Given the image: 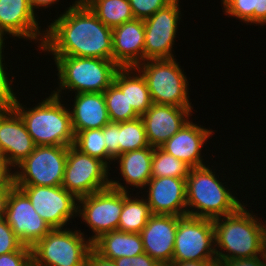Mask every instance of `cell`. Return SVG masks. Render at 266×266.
I'll return each mask as SVG.
<instances>
[{"mask_svg":"<svg viewBox=\"0 0 266 266\" xmlns=\"http://www.w3.org/2000/svg\"><path fill=\"white\" fill-rule=\"evenodd\" d=\"M230 0H221V4H223V7L229 2Z\"/></svg>","mask_w":266,"mask_h":266,"instance_id":"c3c4849f","label":"cell"},{"mask_svg":"<svg viewBox=\"0 0 266 266\" xmlns=\"http://www.w3.org/2000/svg\"><path fill=\"white\" fill-rule=\"evenodd\" d=\"M256 0H230L224 6V14L241 20L247 25L254 24V8Z\"/></svg>","mask_w":266,"mask_h":266,"instance_id":"d6a6232c","label":"cell"},{"mask_svg":"<svg viewBox=\"0 0 266 266\" xmlns=\"http://www.w3.org/2000/svg\"><path fill=\"white\" fill-rule=\"evenodd\" d=\"M114 262L117 266H162L145 252L133 257H120Z\"/></svg>","mask_w":266,"mask_h":266,"instance_id":"74e56055","label":"cell"},{"mask_svg":"<svg viewBox=\"0 0 266 266\" xmlns=\"http://www.w3.org/2000/svg\"><path fill=\"white\" fill-rule=\"evenodd\" d=\"M179 1L173 0L166 7L144 19V61L175 57L172 50L182 17Z\"/></svg>","mask_w":266,"mask_h":266,"instance_id":"4fadbf2b","label":"cell"},{"mask_svg":"<svg viewBox=\"0 0 266 266\" xmlns=\"http://www.w3.org/2000/svg\"><path fill=\"white\" fill-rule=\"evenodd\" d=\"M47 97L32 108L22 105L17 98L13 108L22 118L36 146H72L75 134L70 110L63 104L61 97L52 93Z\"/></svg>","mask_w":266,"mask_h":266,"instance_id":"3957f363","label":"cell"},{"mask_svg":"<svg viewBox=\"0 0 266 266\" xmlns=\"http://www.w3.org/2000/svg\"><path fill=\"white\" fill-rule=\"evenodd\" d=\"M69 109L74 134L88 129H100L110 122L103 93L75 94Z\"/></svg>","mask_w":266,"mask_h":266,"instance_id":"603a6c76","label":"cell"},{"mask_svg":"<svg viewBox=\"0 0 266 266\" xmlns=\"http://www.w3.org/2000/svg\"><path fill=\"white\" fill-rule=\"evenodd\" d=\"M123 191V208L120 214L118 230L129 233H140L152 213L146 199L142 196H131Z\"/></svg>","mask_w":266,"mask_h":266,"instance_id":"484cf974","label":"cell"},{"mask_svg":"<svg viewBox=\"0 0 266 266\" xmlns=\"http://www.w3.org/2000/svg\"><path fill=\"white\" fill-rule=\"evenodd\" d=\"M35 146L18 112L14 108L1 111L0 150L7 166L15 169L33 152Z\"/></svg>","mask_w":266,"mask_h":266,"instance_id":"ac0fdd59","label":"cell"},{"mask_svg":"<svg viewBox=\"0 0 266 266\" xmlns=\"http://www.w3.org/2000/svg\"><path fill=\"white\" fill-rule=\"evenodd\" d=\"M218 266H266V257L263 254L253 258L222 260Z\"/></svg>","mask_w":266,"mask_h":266,"instance_id":"f35d334b","label":"cell"},{"mask_svg":"<svg viewBox=\"0 0 266 266\" xmlns=\"http://www.w3.org/2000/svg\"><path fill=\"white\" fill-rule=\"evenodd\" d=\"M176 60L151 59L138 64L136 68L147 82L153 103L193 108L189 100L187 76Z\"/></svg>","mask_w":266,"mask_h":266,"instance_id":"8992f818","label":"cell"},{"mask_svg":"<svg viewBox=\"0 0 266 266\" xmlns=\"http://www.w3.org/2000/svg\"><path fill=\"white\" fill-rule=\"evenodd\" d=\"M254 24L264 26L266 25V0H256V7L254 8Z\"/></svg>","mask_w":266,"mask_h":266,"instance_id":"60d3db41","label":"cell"},{"mask_svg":"<svg viewBox=\"0 0 266 266\" xmlns=\"http://www.w3.org/2000/svg\"><path fill=\"white\" fill-rule=\"evenodd\" d=\"M146 188L145 199L152 214L187 215L185 178L152 177Z\"/></svg>","mask_w":266,"mask_h":266,"instance_id":"d6986e66","label":"cell"},{"mask_svg":"<svg viewBox=\"0 0 266 266\" xmlns=\"http://www.w3.org/2000/svg\"><path fill=\"white\" fill-rule=\"evenodd\" d=\"M119 155L148 147L146 131L141 117L118 123Z\"/></svg>","mask_w":266,"mask_h":266,"instance_id":"f1b7e54d","label":"cell"},{"mask_svg":"<svg viewBox=\"0 0 266 266\" xmlns=\"http://www.w3.org/2000/svg\"><path fill=\"white\" fill-rule=\"evenodd\" d=\"M192 109L153 103L140 116L149 146L160 147L177 133L190 120Z\"/></svg>","mask_w":266,"mask_h":266,"instance_id":"2e32d148","label":"cell"},{"mask_svg":"<svg viewBox=\"0 0 266 266\" xmlns=\"http://www.w3.org/2000/svg\"><path fill=\"white\" fill-rule=\"evenodd\" d=\"M154 147L148 146L139 150L128 151L120 154L114 162L118 161L121 177L126 185L117 180L110 179V186L124 192L129 191V186L145 189L148 181L152 178V159ZM128 187V188H126Z\"/></svg>","mask_w":266,"mask_h":266,"instance_id":"7402d4cb","label":"cell"},{"mask_svg":"<svg viewBox=\"0 0 266 266\" xmlns=\"http://www.w3.org/2000/svg\"><path fill=\"white\" fill-rule=\"evenodd\" d=\"M0 266H32L31 247L24 245L18 251L0 255Z\"/></svg>","mask_w":266,"mask_h":266,"instance_id":"d590c367","label":"cell"},{"mask_svg":"<svg viewBox=\"0 0 266 266\" xmlns=\"http://www.w3.org/2000/svg\"><path fill=\"white\" fill-rule=\"evenodd\" d=\"M59 0H29V4H30V7L31 9L35 12L36 10L35 9H39V8H50V6L52 4L55 5V3H58Z\"/></svg>","mask_w":266,"mask_h":266,"instance_id":"ee69618b","label":"cell"},{"mask_svg":"<svg viewBox=\"0 0 266 266\" xmlns=\"http://www.w3.org/2000/svg\"><path fill=\"white\" fill-rule=\"evenodd\" d=\"M47 27L42 51L53 56L112 60V29L83 0H75Z\"/></svg>","mask_w":266,"mask_h":266,"instance_id":"6da1fadb","label":"cell"},{"mask_svg":"<svg viewBox=\"0 0 266 266\" xmlns=\"http://www.w3.org/2000/svg\"><path fill=\"white\" fill-rule=\"evenodd\" d=\"M0 168H9L5 162V159L3 157L1 150H0Z\"/></svg>","mask_w":266,"mask_h":266,"instance_id":"bcb514c9","label":"cell"},{"mask_svg":"<svg viewBox=\"0 0 266 266\" xmlns=\"http://www.w3.org/2000/svg\"><path fill=\"white\" fill-rule=\"evenodd\" d=\"M92 248L101 256L115 260L120 257H133L144 253L140 233L110 231L92 242Z\"/></svg>","mask_w":266,"mask_h":266,"instance_id":"cb8c5ba5","label":"cell"},{"mask_svg":"<svg viewBox=\"0 0 266 266\" xmlns=\"http://www.w3.org/2000/svg\"><path fill=\"white\" fill-rule=\"evenodd\" d=\"M113 83L126 94L128 104L139 116L153 104L147 82L136 67H120Z\"/></svg>","mask_w":266,"mask_h":266,"instance_id":"d4e9b609","label":"cell"},{"mask_svg":"<svg viewBox=\"0 0 266 266\" xmlns=\"http://www.w3.org/2000/svg\"><path fill=\"white\" fill-rule=\"evenodd\" d=\"M212 170L208 165L190 169L186 178L187 215L213 220L236 212L244 204Z\"/></svg>","mask_w":266,"mask_h":266,"instance_id":"277c9868","label":"cell"},{"mask_svg":"<svg viewBox=\"0 0 266 266\" xmlns=\"http://www.w3.org/2000/svg\"><path fill=\"white\" fill-rule=\"evenodd\" d=\"M92 242L81 230L54 228L32 247V266H86Z\"/></svg>","mask_w":266,"mask_h":266,"instance_id":"52a82bcc","label":"cell"},{"mask_svg":"<svg viewBox=\"0 0 266 266\" xmlns=\"http://www.w3.org/2000/svg\"><path fill=\"white\" fill-rule=\"evenodd\" d=\"M109 171L103 161L69 146L62 187L80 199L108 188Z\"/></svg>","mask_w":266,"mask_h":266,"instance_id":"30bf717a","label":"cell"},{"mask_svg":"<svg viewBox=\"0 0 266 266\" xmlns=\"http://www.w3.org/2000/svg\"><path fill=\"white\" fill-rule=\"evenodd\" d=\"M35 13L29 0H0V43H4L6 39L3 36L7 34L14 38L37 40V47L41 50L46 30H41Z\"/></svg>","mask_w":266,"mask_h":266,"instance_id":"9a60e30c","label":"cell"},{"mask_svg":"<svg viewBox=\"0 0 266 266\" xmlns=\"http://www.w3.org/2000/svg\"><path fill=\"white\" fill-rule=\"evenodd\" d=\"M179 216L152 214L140 232L144 252L162 266L172 263Z\"/></svg>","mask_w":266,"mask_h":266,"instance_id":"e0dca14e","label":"cell"},{"mask_svg":"<svg viewBox=\"0 0 266 266\" xmlns=\"http://www.w3.org/2000/svg\"><path fill=\"white\" fill-rule=\"evenodd\" d=\"M169 266H218L217 260L172 262Z\"/></svg>","mask_w":266,"mask_h":266,"instance_id":"7bdbcfd3","label":"cell"},{"mask_svg":"<svg viewBox=\"0 0 266 266\" xmlns=\"http://www.w3.org/2000/svg\"><path fill=\"white\" fill-rule=\"evenodd\" d=\"M86 266H117L112 259L105 258L98 254L93 248L87 255Z\"/></svg>","mask_w":266,"mask_h":266,"instance_id":"ab89813d","label":"cell"},{"mask_svg":"<svg viewBox=\"0 0 266 266\" xmlns=\"http://www.w3.org/2000/svg\"><path fill=\"white\" fill-rule=\"evenodd\" d=\"M73 146L81 153L97 158L111 168L110 165L114 160L107 153L103 128L78 132L75 135Z\"/></svg>","mask_w":266,"mask_h":266,"instance_id":"83f0119b","label":"cell"},{"mask_svg":"<svg viewBox=\"0 0 266 266\" xmlns=\"http://www.w3.org/2000/svg\"><path fill=\"white\" fill-rule=\"evenodd\" d=\"M191 167L185 162L166 153L160 147H154L152 159V177L187 178Z\"/></svg>","mask_w":266,"mask_h":266,"instance_id":"f546056e","label":"cell"},{"mask_svg":"<svg viewBox=\"0 0 266 266\" xmlns=\"http://www.w3.org/2000/svg\"><path fill=\"white\" fill-rule=\"evenodd\" d=\"M212 129L204 128L189 120L182 128L160 146L166 153L185 162L191 168L205 165L201 151L213 135Z\"/></svg>","mask_w":266,"mask_h":266,"instance_id":"44dd1931","label":"cell"},{"mask_svg":"<svg viewBox=\"0 0 266 266\" xmlns=\"http://www.w3.org/2000/svg\"><path fill=\"white\" fill-rule=\"evenodd\" d=\"M98 19L113 29L133 20L134 14L129 0H83Z\"/></svg>","mask_w":266,"mask_h":266,"instance_id":"4316f807","label":"cell"},{"mask_svg":"<svg viewBox=\"0 0 266 266\" xmlns=\"http://www.w3.org/2000/svg\"><path fill=\"white\" fill-rule=\"evenodd\" d=\"M110 122H125L140 117L128 104L126 94L112 83L104 92Z\"/></svg>","mask_w":266,"mask_h":266,"instance_id":"4dcf8cb0","label":"cell"},{"mask_svg":"<svg viewBox=\"0 0 266 266\" xmlns=\"http://www.w3.org/2000/svg\"><path fill=\"white\" fill-rule=\"evenodd\" d=\"M59 89L52 94L61 97L62 90L79 93H103L114 81L120 68L113 60L90 57L54 56Z\"/></svg>","mask_w":266,"mask_h":266,"instance_id":"5b68a950","label":"cell"},{"mask_svg":"<svg viewBox=\"0 0 266 266\" xmlns=\"http://www.w3.org/2000/svg\"><path fill=\"white\" fill-rule=\"evenodd\" d=\"M68 147L35 146L33 152L12 171L14 185L62 186Z\"/></svg>","mask_w":266,"mask_h":266,"instance_id":"ba28073f","label":"cell"},{"mask_svg":"<svg viewBox=\"0 0 266 266\" xmlns=\"http://www.w3.org/2000/svg\"><path fill=\"white\" fill-rule=\"evenodd\" d=\"M10 168H0V190L12 179Z\"/></svg>","mask_w":266,"mask_h":266,"instance_id":"f6af8a7d","label":"cell"},{"mask_svg":"<svg viewBox=\"0 0 266 266\" xmlns=\"http://www.w3.org/2000/svg\"><path fill=\"white\" fill-rule=\"evenodd\" d=\"M144 20L127 21L112 29V60L119 67H136L144 62Z\"/></svg>","mask_w":266,"mask_h":266,"instance_id":"ffe728a7","label":"cell"},{"mask_svg":"<svg viewBox=\"0 0 266 266\" xmlns=\"http://www.w3.org/2000/svg\"><path fill=\"white\" fill-rule=\"evenodd\" d=\"M5 43H0V112L12 109L16 103L17 95L12 88L13 79L8 78V73L5 69V63H3V47ZM3 49V50H2Z\"/></svg>","mask_w":266,"mask_h":266,"instance_id":"1f68e13d","label":"cell"},{"mask_svg":"<svg viewBox=\"0 0 266 266\" xmlns=\"http://www.w3.org/2000/svg\"><path fill=\"white\" fill-rule=\"evenodd\" d=\"M24 244L14 234L5 219L0 220V255L20 250Z\"/></svg>","mask_w":266,"mask_h":266,"instance_id":"e575fe53","label":"cell"},{"mask_svg":"<svg viewBox=\"0 0 266 266\" xmlns=\"http://www.w3.org/2000/svg\"><path fill=\"white\" fill-rule=\"evenodd\" d=\"M246 206L243 204L236 212L213 219L218 263L264 254L266 220L265 223L260 221V217L249 212Z\"/></svg>","mask_w":266,"mask_h":266,"instance_id":"7a4b0ae2","label":"cell"},{"mask_svg":"<svg viewBox=\"0 0 266 266\" xmlns=\"http://www.w3.org/2000/svg\"><path fill=\"white\" fill-rule=\"evenodd\" d=\"M14 187L12 179L0 190V220L5 218L9 191Z\"/></svg>","mask_w":266,"mask_h":266,"instance_id":"b9f144b4","label":"cell"},{"mask_svg":"<svg viewBox=\"0 0 266 266\" xmlns=\"http://www.w3.org/2000/svg\"><path fill=\"white\" fill-rule=\"evenodd\" d=\"M4 219L19 240L29 247L52 230L35 211L28 197L16 186L9 191Z\"/></svg>","mask_w":266,"mask_h":266,"instance_id":"5bb4252c","label":"cell"},{"mask_svg":"<svg viewBox=\"0 0 266 266\" xmlns=\"http://www.w3.org/2000/svg\"><path fill=\"white\" fill-rule=\"evenodd\" d=\"M173 0H129L134 18L146 19L159 9L166 7Z\"/></svg>","mask_w":266,"mask_h":266,"instance_id":"836d02e7","label":"cell"},{"mask_svg":"<svg viewBox=\"0 0 266 266\" xmlns=\"http://www.w3.org/2000/svg\"><path fill=\"white\" fill-rule=\"evenodd\" d=\"M30 200L35 211L52 229L63 228L77 217L78 199L62 186L14 185Z\"/></svg>","mask_w":266,"mask_h":266,"instance_id":"7c38bea8","label":"cell"},{"mask_svg":"<svg viewBox=\"0 0 266 266\" xmlns=\"http://www.w3.org/2000/svg\"><path fill=\"white\" fill-rule=\"evenodd\" d=\"M264 255L266 257V236H265V239H264Z\"/></svg>","mask_w":266,"mask_h":266,"instance_id":"7dc6e473","label":"cell"},{"mask_svg":"<svg viewBox=\"0 0 266 266\" xmlns=\"http://www.w3.org/2000/svg\"><path fill=\"white\" fill-rule=\"evenodd\" d=\"M108 155L115 160L119 156L118 123L109 122L103 127Z\"/></svg>","mask_w":266,"mask_h":266,"instance_id":"8d00e7d4","label":"cell"},{"mask_svg":"<svg viewBox=\"0 0 266 266\" xmlns=\"http://www.w3.org/2000/svg\"><path fill=\"white\" fill-rule=\"evenodd\" d=\"M216 260L213 220L179 216L172 262Z\"/></svg>","mask_w":266,"mask_h":266,"instance_id":"9c48e42d","label":"cell"},{"mask_svg":"<svg viewBox=\"0 0 266 266\" xmlns=\"http://www.w3.org/2000/svg\"><path fill=\"white\" fill-rule=\"evenodd\" d=\"M122 208L123 191L111 186L78 199L77 215L92 230L91 242L104 233L118 230Z\"/></svg>","mask_w":266,"mask_h":266,"instance_id":"8fae6325","label":"cell"}]
</instances>
